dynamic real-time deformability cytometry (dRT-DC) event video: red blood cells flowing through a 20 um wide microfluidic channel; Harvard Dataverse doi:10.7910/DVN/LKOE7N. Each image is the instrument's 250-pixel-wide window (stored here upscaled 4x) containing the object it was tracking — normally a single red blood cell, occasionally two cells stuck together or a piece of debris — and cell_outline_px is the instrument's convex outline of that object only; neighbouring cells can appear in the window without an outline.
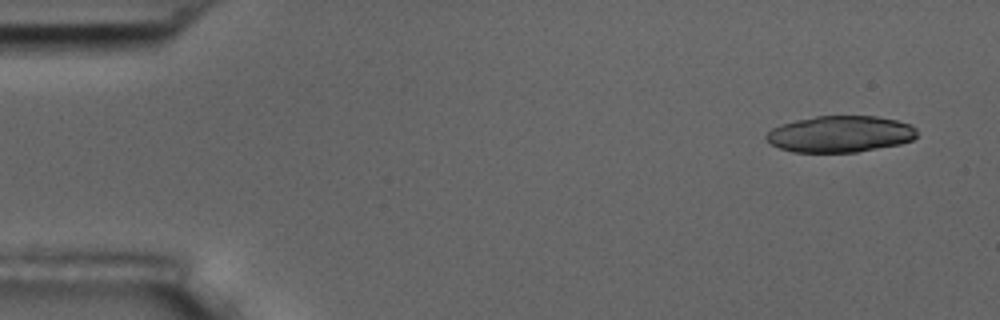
{"species": "common noctule bat (a hibernating species)", "species_latin": "Nyctalus noctula", "temperature_condition": "room temperature", "stored_images_in_passage": 5, "camera_frame_rate_fps": 3000, "um_per_image_px": 0.085, "animal": {"sex": "male", "body_mass_g": 17.5, "forearm_length_mm": 52.3}, "frame": {"image": 1, "passage_image": 1, "time_ms": 0.0, "image_size_px": [1000, 320], "cell_outline_px": [[916, 136], [912, 140], [900, 144], [856, 152], [792, 152], [780, 148], [772, 144], [764, 136], [772, 128], [780, 124], [796, 120], [816, 116], [876, 116], [896, 120], [912, 124], [916, 128]], "centroid_in_image_um": [71.42, 11.39], "position_along_channel_um": 13.6, "area_um2": 32.02}}